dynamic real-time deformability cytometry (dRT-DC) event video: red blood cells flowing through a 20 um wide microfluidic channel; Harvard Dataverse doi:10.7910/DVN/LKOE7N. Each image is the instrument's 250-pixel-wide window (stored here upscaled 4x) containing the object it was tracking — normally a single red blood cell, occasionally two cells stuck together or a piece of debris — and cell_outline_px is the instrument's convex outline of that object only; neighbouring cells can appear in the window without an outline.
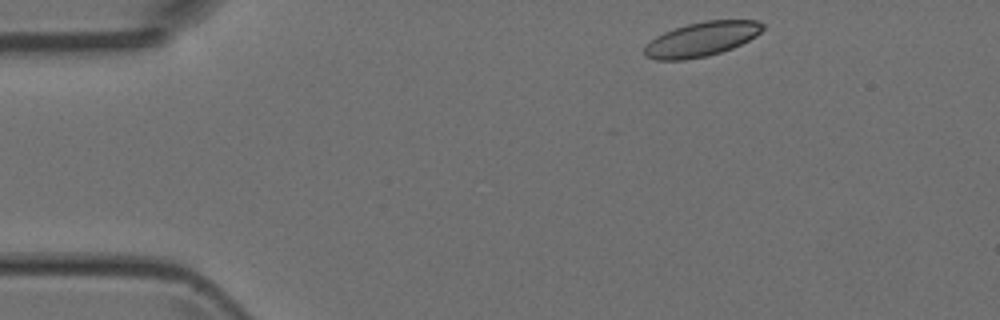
{"species": "Egyptian fruit bat (a non-hibernating species)", "species_latin": "Rousettus aegyptiacus", "temperature_condition": "room temperature", "stored_images_in_passage": 3, "camera_frame_rate_fps": 3000, "um_per_image_px": 0.085, "animal": {"sex": "female"}, "frame": {"image": 1, "passage_image": 1, "time_ms": 0.0, "image_size_px": [1000, 320], "cell_outline_px": [[764, 28], [756, 36], [732, 48], [708, 56], [684, 60], [656, 60], [644, 56], [644, 44], [656, 36], [664, 32], [688, 24], [704, 20], [756, 20], [764, 24]], "centroid_in_image_um": [59.6, 3.33], "position_along_channel_um": 25.4, "area_um2": 23.76}}